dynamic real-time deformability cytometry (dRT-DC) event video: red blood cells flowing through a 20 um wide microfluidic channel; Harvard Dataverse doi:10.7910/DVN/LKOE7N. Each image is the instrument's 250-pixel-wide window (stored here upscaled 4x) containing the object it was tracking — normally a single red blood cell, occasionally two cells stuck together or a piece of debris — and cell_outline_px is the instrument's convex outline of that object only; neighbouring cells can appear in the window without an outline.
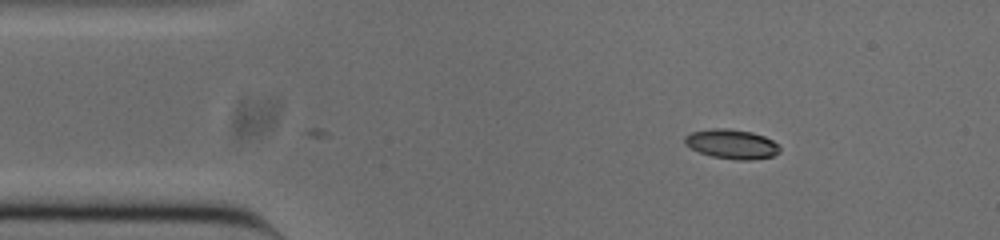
{"species": "common noctule bat (a hibernating species)", "species_latin": "Nyctalus noctula", "temperature_condition": "cold", "stored_images_in_passage": 3, "camera_frame_rate_fps": 3000, "um_per_image_px": 0.085, "animal": {"sex": "male", "body_mass_g": 20.0, "forearm_length_mm": 53.3}, "frame": {"image": 1, "passage_image": 3, "time_ms": 0.667, "image_size_px": [1000, 240], "cell_outline_px": [[780, 152], [772, 156], [752, 160], [736, 160], [712, 156], [700, 152], [684, 144], [684, 136], [692, 132], [712, 128], [728, 128], [752, 132], [764, 136], [772, 140], [780, 148]], "centroid_in_image_um": [62.19, 12.24], "position_along_channel_um": 22.8, "area_um2": 16.3}}